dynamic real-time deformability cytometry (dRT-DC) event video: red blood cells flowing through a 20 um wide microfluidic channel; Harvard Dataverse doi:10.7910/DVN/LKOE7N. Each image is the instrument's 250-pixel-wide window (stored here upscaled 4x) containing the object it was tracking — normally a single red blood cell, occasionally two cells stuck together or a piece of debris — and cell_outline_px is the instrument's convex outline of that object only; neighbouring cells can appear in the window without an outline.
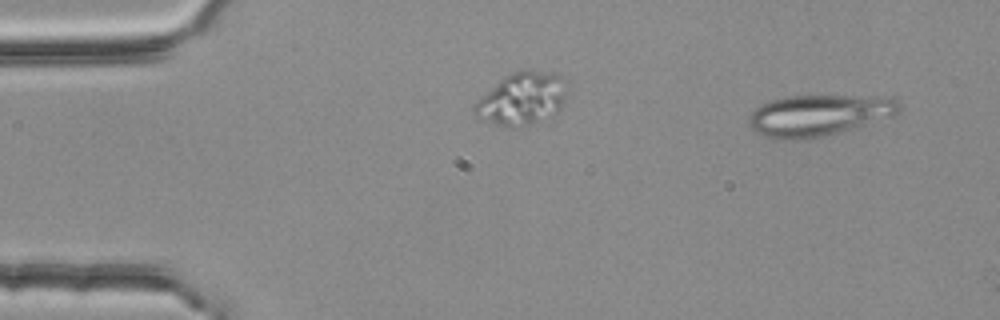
{"species": "common noctule bat (a hibernating species)", "species_latin": "Nyctalus noctula", "temperature_condition": "room temperature", "stored_images_in_passage": 3, "segment_of_instrument_passage": [2, 2], "camera_frame_rate_fps": 3000, "um_per_image_px": 0.085, "animal": {"sex": "female", "body_mass_g": 25.1}, "frame": {"image": 1, "passage_image": 3, "time_ms": 0.667, "image_size_px": [1000, 320], "cell_outline_px": [[900, 108], [892, 116], [856, 128], [824, 136], [804, 140], [784, 140], [764, 136], [756, 132], [748, 124], [748, 116], [760, 104], [772, 100], [788, 96], [892, 96], [900, 100]], "centroid_in_image_um": [69.61, 9.8], "position_along_channel_um": 15.4, "area_um2": 36.47}}